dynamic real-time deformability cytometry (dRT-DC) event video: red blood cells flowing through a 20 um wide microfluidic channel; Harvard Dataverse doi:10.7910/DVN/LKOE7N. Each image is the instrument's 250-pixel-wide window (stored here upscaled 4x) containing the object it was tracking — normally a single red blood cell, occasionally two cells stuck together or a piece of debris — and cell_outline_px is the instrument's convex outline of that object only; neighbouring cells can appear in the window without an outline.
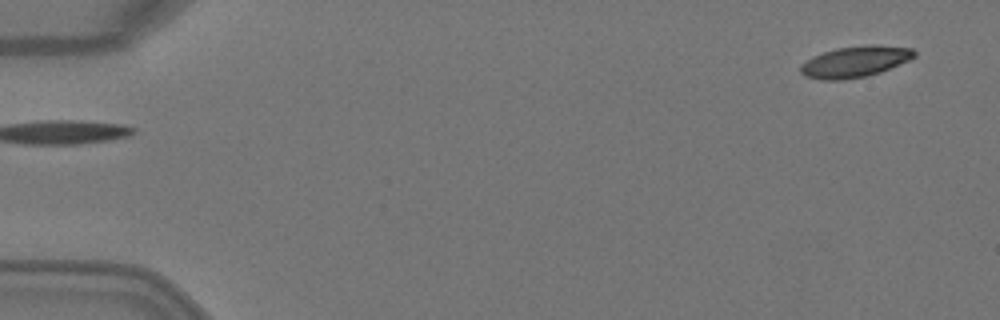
{"species": "Egyptian fruit bat (a non-hibernating species)", "species_latin": "Rousettus aegyptiacus", "temperature_condition": "warm", "stored_images_in_passage": 2, "camera_frame_rate_fps": 3000, "um_per_image_px": 0.085, "animal": {"sex": "female"}, "frame": {"image": 1, "passage_image": 2, "time_ms": 0.333, "image_size_px": [1000, 320], "cell_outline_px": [[916, 56], [908, 60], [880, 72], [864, 76], [844, 80], [824, 80], [804, 76], [800, 72], [800, 64], [812, 56], [836, 48], [872, 44], [912, 48], [916, 52]], "centroid_in_image_um": [72.65, 5.24], "position_along_channel_um": 12.4, "area_um2": 20.58}}